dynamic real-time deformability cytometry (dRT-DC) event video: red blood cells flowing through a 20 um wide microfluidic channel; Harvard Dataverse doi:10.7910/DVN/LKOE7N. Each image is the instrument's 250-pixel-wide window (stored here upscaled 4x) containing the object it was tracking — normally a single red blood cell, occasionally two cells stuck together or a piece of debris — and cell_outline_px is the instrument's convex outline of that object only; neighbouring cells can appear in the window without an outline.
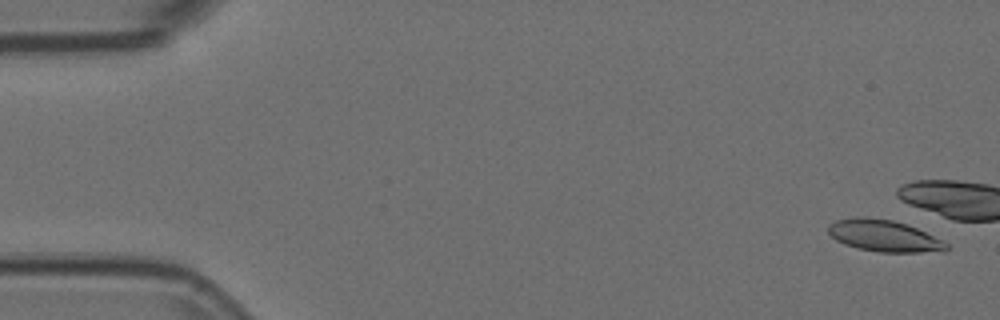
{"species": "Egyptian fruit bat (a non-hibernating species)", "species_latin": "Rousettus aegyptiacus", "temperature_condition": "room temperature", "stored_images_in_passage": 6, "camera_frame_rate_fps": 3000, "um_per_image_px": 0.085, "animal": {"sex": "female"}, "frame": {"image": 1, "passage_image": 1, "time_ms": 0.0, "image_size_px": [1000, 320], "cell_outline_px": [[948, 248], [944, 252], [880, 252], [856, 248], [844, 244], [836, 240], [828, 232], [828, 224], [836, 220], [856, 216], [864, 216], [892, 220], [908, 224], [944, 240], [948, 244]], "centroid_in_image_um": [75.16, 20.04], "position_along_channel_um": 9.8, "area_um2": 22.14}}